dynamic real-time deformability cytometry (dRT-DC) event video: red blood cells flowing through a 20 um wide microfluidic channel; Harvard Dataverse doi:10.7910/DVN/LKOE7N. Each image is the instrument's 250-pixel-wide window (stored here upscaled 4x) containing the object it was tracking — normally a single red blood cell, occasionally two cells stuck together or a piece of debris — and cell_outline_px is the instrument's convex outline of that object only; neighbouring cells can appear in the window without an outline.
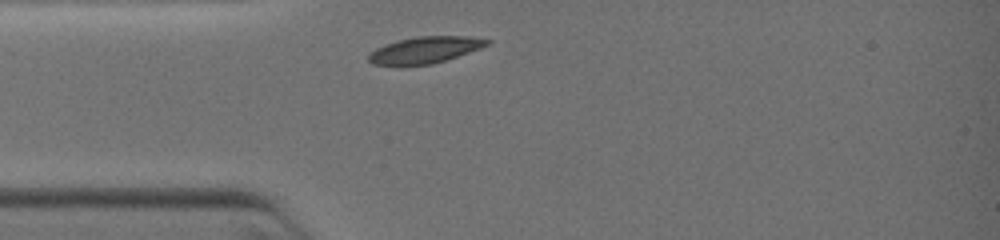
{"species": "common noctule bat (a hibernating species)", "species_latin": "Nyctalus noctula", "temperature_condition": "warm", "stored_images_in_passage": 3, "camera_frame_rate_fps": 3000, "um_per_image_px": 0.085, "animal": {"sex": "female", "body_mass_g": 19.0, "forearm_length_mm": 51.5}, "frame": {"image": 1, "passage_image": 1, "time_ms": 0.0, "image_size_px": [1000, 240], "cell_outline_px": [[492, 44], [432, 64], [396, 68], [372, 64], [368, 60], [368, 56], [376, 48], [396, 40], [416, 36], [468, 36], [492, 40]], "centroid_in_image_um": [36.06, 4.27], "position_along_channel_um": 48.9, "area_um2": 18.84}}